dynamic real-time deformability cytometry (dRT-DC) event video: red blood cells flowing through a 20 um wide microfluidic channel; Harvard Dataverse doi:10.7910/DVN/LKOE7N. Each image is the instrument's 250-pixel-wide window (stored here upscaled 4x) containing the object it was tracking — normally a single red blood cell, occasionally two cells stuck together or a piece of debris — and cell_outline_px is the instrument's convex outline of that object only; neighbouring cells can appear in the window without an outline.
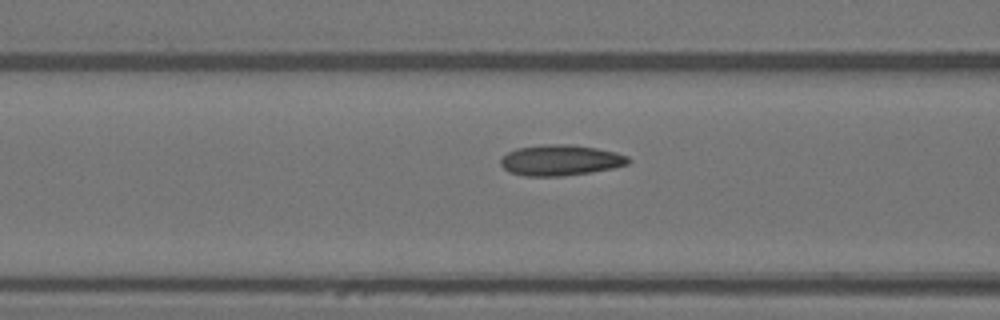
{"species": "Egyptian fruit bat (a non-hibernating species)", "species_latin": "Rousettus aegyptiacus", "temperature_condition": "warm", "stored_images_in_passage": 7, "camera_frame_rate_fps": 3000, "um_per_image_px": 0.085, "animal": {"sex": "female"}, "frame": {"image": 1, "passage_image": 5, "time_ms": 1.333, "image_size_px": [1000, 320], "cell_outline_px": [[632, 160], [628, 164], [612, 168], [592, 172], [564, 176], [524, 176], [508, 172], [500, 164], [500, 160], [508, 152], [516, 148], [544, 144], [572, 144], [596, 148], [616, 152], [628, 156]], "centroid_in_image_um": [47.64, 13.62], "position_along_channel_um": 119.0, "area_um2": 23.06}}